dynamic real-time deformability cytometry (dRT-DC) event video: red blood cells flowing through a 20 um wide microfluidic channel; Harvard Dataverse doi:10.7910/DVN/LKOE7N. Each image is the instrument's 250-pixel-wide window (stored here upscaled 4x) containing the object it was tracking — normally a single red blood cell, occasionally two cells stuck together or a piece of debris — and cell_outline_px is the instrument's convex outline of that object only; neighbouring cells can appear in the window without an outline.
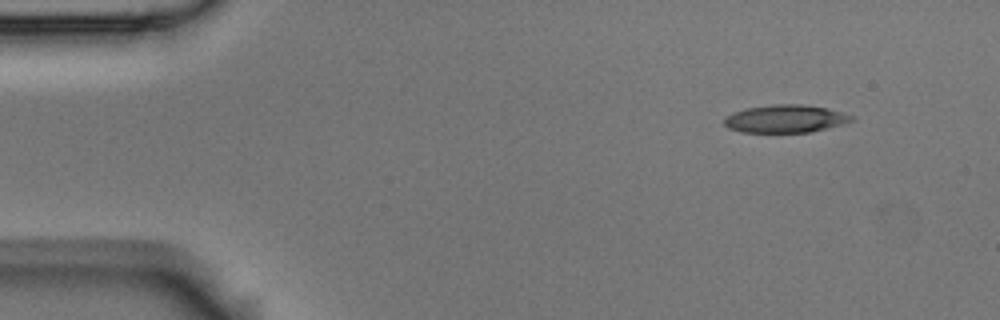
{"species": "Egyptian fruit bat (a non-hibernating species)", "species_latin": "Rousettus aegyptiacus", "temperature_condition": "room temperature", "stored_images_in_passage": 4, "camera_frame_rate_fps": 3000, "um_per_image_px": 0.085, "animal": {"sex": "male"}, "frame": {"image": 1, "passage_image": 1, "time_ms": 0.0, "image_size_px": [1000, 320], "cell_outline_px": [[856, 120], [844, 124], [812, 132], [740, 132], [728, 128], [724, 124], [724, 116], [748, 108], [772, 104], [804, 104], [828, 108], [856, 116]], "centroid_in_image_um": [66.82, 10.09], "position_along_channel_um": 18.2, "area_um2": 20.87}}
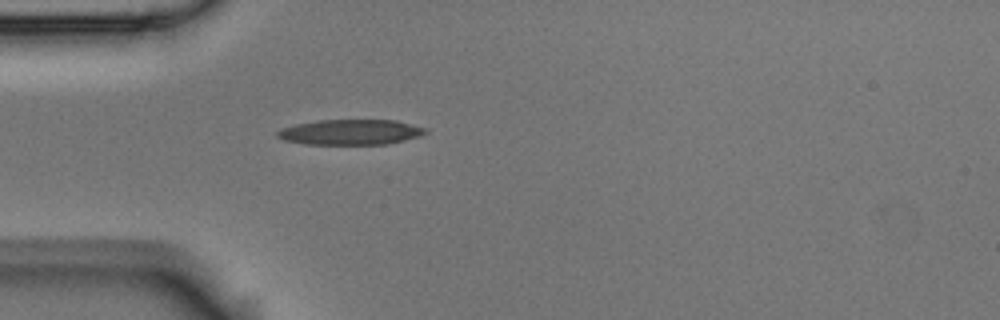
{"frame": {"image": 2, "passage_image": 4, "time_ms": 1.0, "image_size_px": [1000, 320], "cell_outline_px": [[428, 132], [404, 140], [388, 144], [304, 144], [284, 140], [276, 136], [276, 132], [280, 128], [296, 124], [316, 120], [396, 120], [428, 128]], "centroid_in_image_um": [29.77, 11.22], "position_along_channel_um": 55.2, "area_um2": 21.91}}